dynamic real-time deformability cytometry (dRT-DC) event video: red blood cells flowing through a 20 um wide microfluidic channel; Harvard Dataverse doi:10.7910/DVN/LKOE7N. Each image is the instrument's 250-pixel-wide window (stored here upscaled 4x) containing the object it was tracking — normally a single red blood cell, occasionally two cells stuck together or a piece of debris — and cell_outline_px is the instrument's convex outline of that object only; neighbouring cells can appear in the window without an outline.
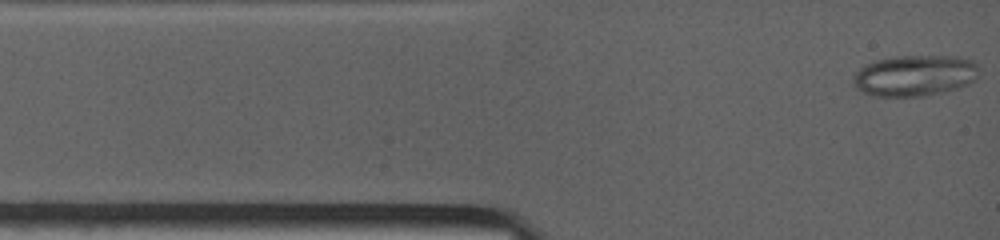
{"species": "common noctule bat (a hibernating species)", "species_latin": "Nyctalus noctula", "temperature_condition": "warm", "stored_images_in_passage": 23, "camera_frame_rate_fps": 4500, "um_per_image_px": 0.085, "animal": {"sex": "female", "body_mass_g": 19.0, "forearm_length_mm": 53.3}, "frame": {"image": 1, "passage_image": 1, "time_ms": 0.0, "image_size_px": [1000, 240], "cell_outline_px": [[980, 76], [976, 80], [968, 84], [956, 88], [940, 92], [920, 96], [876, 96], [864, 92], [856, 88], [852, 84], [852, 80], [856, 72], [860, 68], [876, 60], [892, 56], [956, 56], [972, 60], [976, 64]], "centroid_in_image_um": [77.76, 6.41], "position_along_channel_um": 7.2, "area_um2": 30.06}}
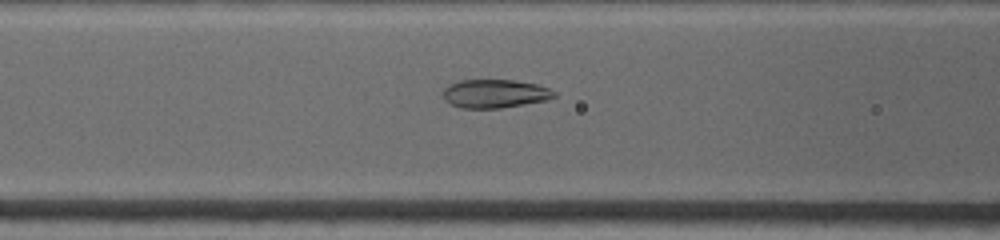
{"frame": {"image": 2, "passage_image": 18, "time_ms": 4.0, "image_size_px": [1000, 240], "cell_outline_px": [[556, 96], [548, 100], [500, 108], [460, 108], [444, 100], [444, 88], [448, 84], [460, 80], [512, 80], [536, 84], [548, 88], [556, 92]], "centroid_in_image_um": [42.06, 7.96], "position_along_channel_um": 124.5, "area_um2": 18.44}}
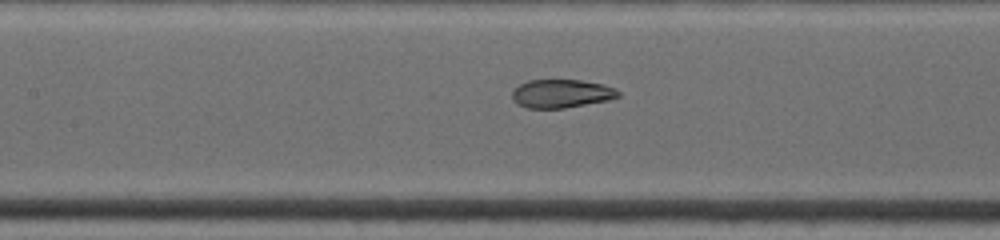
{"frame": {"image": 3, "passage_image": 20, "time_ms": 4.889, "image_size_px": [1000, 240], "cell_outline_px": [[620, 96], [608, 100], [564, 108], [524, 108], [516, 104], [512, 100], [512, 88], [528, 80], [580, 80], [604, 84], [616, 88], [620, 92]], "centroid_in_image_um": [47.69, 7.95], "position_along_channel_um": 159.7, "area_um2": 17.8}}